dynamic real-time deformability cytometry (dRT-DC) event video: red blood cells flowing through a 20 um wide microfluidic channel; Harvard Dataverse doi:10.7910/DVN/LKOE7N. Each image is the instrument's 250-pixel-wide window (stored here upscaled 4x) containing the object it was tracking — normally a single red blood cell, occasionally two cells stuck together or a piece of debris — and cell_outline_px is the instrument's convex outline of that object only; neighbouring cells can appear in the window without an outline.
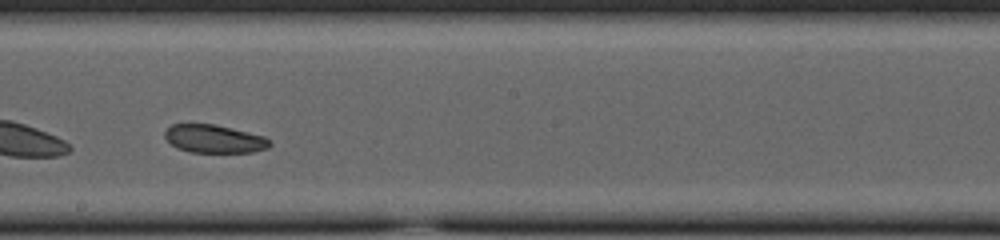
{"species": "common noctule bat (a hibernating species)", "species_latin": "Nyctalus noctula", "temperature_condition": "cold", "stored_images_in_passage": 35, "camera_frame_rate_fps": 3000, "um_per_image_px": 0.085, "animal": {"sex": "female", "body_mass_g": 23.0, "forearm_length_mm": 53.4}, "frame": {"image": 1, "passage_image": 20, "time_ms": 6.333, "image_size_px": [1000, 240], "cell_outline_px": [[272, 144], [268, 148], [252, 152], [188, 152], [176, 148], [164, 136], [164, 132], [172, 124], [216, 124], [264, 136], [272, 140]], "centroid_in_image_um": [18.23, 11.8], "position_along_channel_um": 230.0, "area_um2": 17.28}}
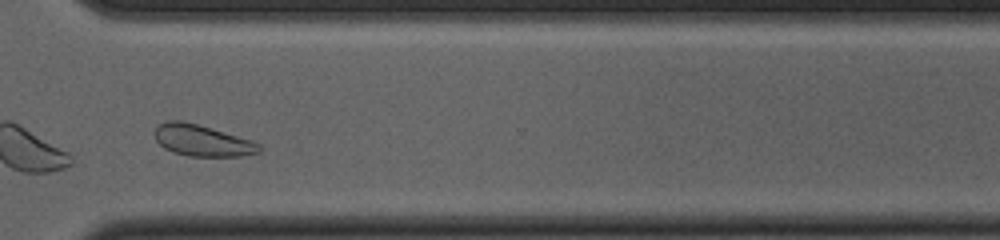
{"frame": {"image": 2, "passage_image": 30, "time_ms": 9.667, "image_size_px": [1000, 240], "cell_outline_px": [[260, 152], [240, 156], [188, 156], [172, 152], [164, 148], [156, 140], [152, 132], [156, 124], [168, 120], [180, 120], [196, 124], [252, 140], [260, 144]], "centroid_in_image_um": [17.12, 11.93], "position_along_channel_um": 353.5, "area_um2": 19.19}, "authors_computed_cell_mechanics": {"area_um2": 19.1318, "velocity_mm_per_s": 3.6901, "shape_relaxation_time_tau1_ms": null, "shape_relaxation_time_tau2_ms": 8.3584, "deformation_change_tau1": null, "deformation_change_tau2": 0.1414}}